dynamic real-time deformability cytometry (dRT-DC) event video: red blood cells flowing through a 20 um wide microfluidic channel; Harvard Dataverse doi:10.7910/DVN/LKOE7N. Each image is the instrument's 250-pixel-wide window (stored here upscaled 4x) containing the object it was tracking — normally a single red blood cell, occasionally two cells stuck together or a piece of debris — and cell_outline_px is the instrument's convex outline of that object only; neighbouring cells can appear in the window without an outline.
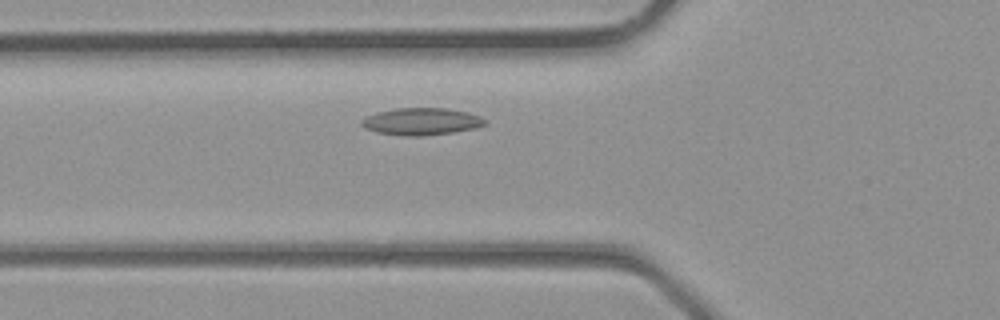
{"species": "common noctule bat (a hibernating species)", "species_latin": "Nyctalus noctula", "temperature_condition": "room temperature", "stored_images_in_passage": 4, "camera_frame_rate_fps": 3000, "um_per_image_px": 0.085, "animal": {"sex": "male", "body_mass_g": 23.1, "forearm_length_mm": 52.7}, "frame": {"image": 1, "passage_image": 4, "time_ms": 1.0, "image_size_px": [1000, 320], "cell_outline_px": [[488, 124], [476, 128], [452, 132], [420, 136], [404, 136], [376, 132], [364, 128], [360, 124], [360, 120], [364, 116], [376, 112], [396, 108], [448, 108], [468, 112], [480, 116], [488, 120]], "centroid_in_image_um": [35.81, 10.32], "position_along_channel_um": 90.0, "area_um2": 19.83}}